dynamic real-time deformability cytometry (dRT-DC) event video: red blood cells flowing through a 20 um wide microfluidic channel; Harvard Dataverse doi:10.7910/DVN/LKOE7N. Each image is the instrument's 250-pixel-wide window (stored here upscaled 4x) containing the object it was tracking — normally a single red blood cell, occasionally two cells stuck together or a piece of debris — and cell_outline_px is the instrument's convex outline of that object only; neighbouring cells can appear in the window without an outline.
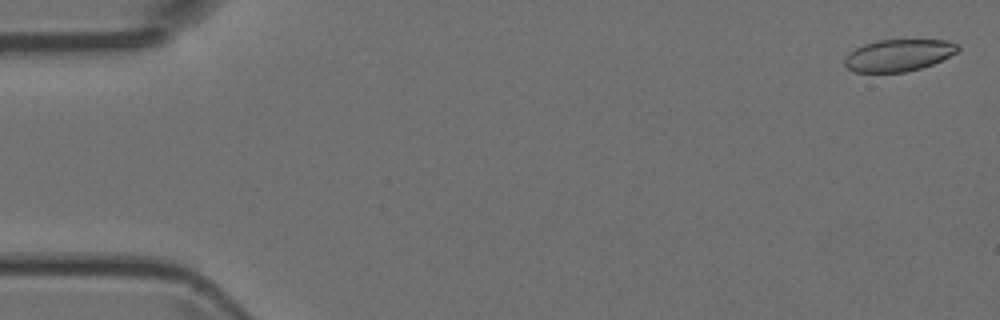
{"species": "Egyptian fruit bat (a non-hibernating species)", "species_latin": "Rousettus aegyptiacus", "temperature_condition": "room temperature", "stored_images_in_passage": 6, "camera_frame_rate_fps": 3000, "um_per_image_px": 0.085, "animal": {"sex": "female"}, "frame": {"image": 1, "passage_image": 1, "time_ms": 0.0, "image_size_px": [1000, 320], "cell_outline_px": [[960, 48], [956, 52], [932, 64], [920, 68], [904, 72], [856, 72], [848, 68], [844, 64], [844, 56], [848, 52], [864, 44], [876, 40], [948, 40], [956, 44]], "centroid_in_image_um": [76.32, 4.69], "position_along_channel_um": 8.7, "area_um2": 20.92}}
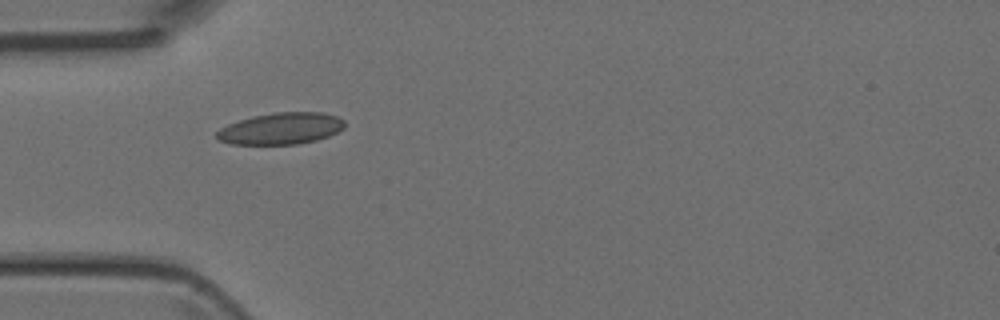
{"frame": {"image": 2, "passage_image": 5, "time_ms": 4.667, "image_size_px": [1000, 320], "cell_outline_px": [[344, 128], [328, 136], [316, 140], [296, 144], [232, 144], [220, 140], [216, 136], [216, 132], [220, 128], [228, 124], [252, 116], [276, 112], [324, 112], [336, 116], [344, 120]], "centroid_in_image_um": [23.89, 10.92], "position_along_channel_um": 61.1, "area_um2": 23.47}}
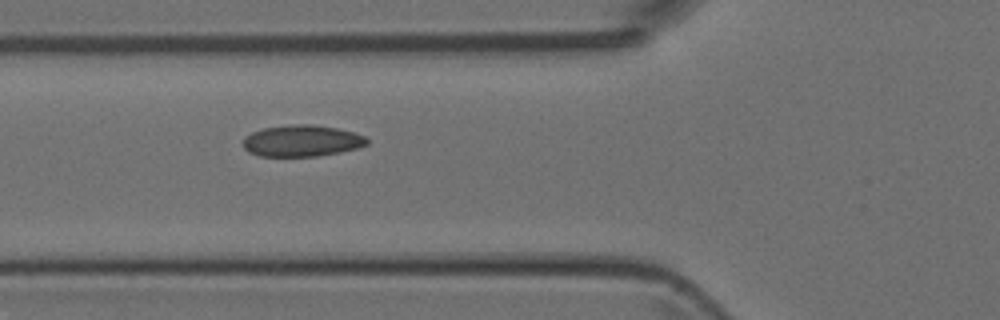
{"frame": {"image": 3, "passage_image": 6, "time_ms": 5.667, "image_size_px": [1000, 320], "cell_outline_px": [[368, 144], [356, 148], [340, 152], [316, 156], [260, 156], [248, 152], [244, 148], [244, 136], [252, 132], [264, 128], [292, 124], [312, 124], [340, 128], [364, 136], [368, 140]], "centroid_in_image_um": [25.65, 11.96], "position_along_channel_um": 100.2, "area_um2": 22.72}}